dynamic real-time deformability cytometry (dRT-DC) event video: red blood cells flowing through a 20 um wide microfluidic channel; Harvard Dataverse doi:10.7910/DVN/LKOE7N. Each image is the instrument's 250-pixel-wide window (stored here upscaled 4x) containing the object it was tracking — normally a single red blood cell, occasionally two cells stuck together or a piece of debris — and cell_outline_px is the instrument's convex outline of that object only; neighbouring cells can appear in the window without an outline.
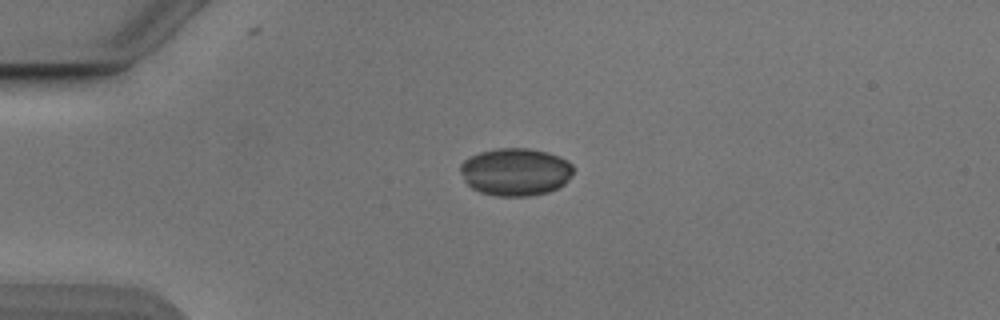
{"species": "Egyptian fruit bat (a non-hibernating species)", "species_latin": "Rousettus aegyptiacus", "temperature_condition": "cold", "stored_images_in_passage": 17, "camera_frame_rate_fps": 3000, "um_per_image_px": 0.085, "animal": {"sex": "male"}, "frame": {"image": 1, "passage_image": 1, "time_ms": 0.0, "image_size_px": [1000, 320], "cell_outline_px": [[572, 172], [568, 180], [564, 184], [548, 192], [528, 196], [496, 196], [480, 192], [472, 188], [464, 180], [460, 172], [460, 164], [468, 156], [480, 152], [496, 148], [528, 148], [548, 152], [560, 156], [568, 160], [572, 164]], "centroid_in_image_um": [43.8, 14.6], "position_along_channel_um": 41.2, "area_um2": 31.56}}
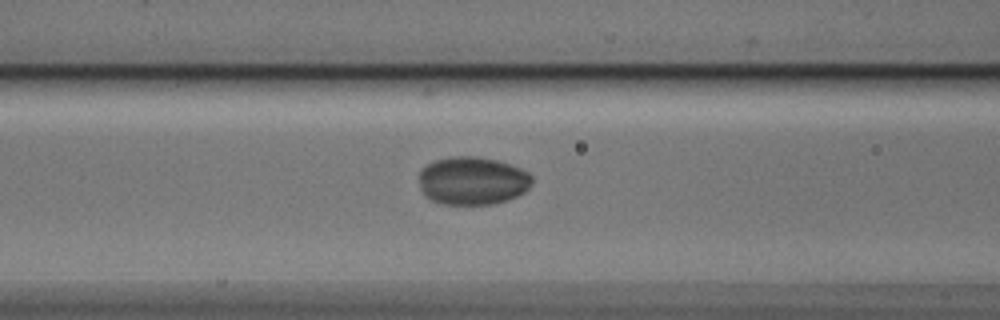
{"frame": {"image": 2, "passage_image": 10, "time_ms": 3.0, "image_size_px": [1000, 320], "cell_outline_px": [[532, 184], [524, 192], [508, 200], [492, 204], [440, 204], [424, 196], [420, 188], [420, 168], [436, 160], [452, 156], [476, 156], [496, 160], [520, 168], [528, 172], [532, 176]], "centroid_in_image_um": [40.15, 15.37], "position_along_channel_um": 126.5, "area_um2": 31.79}}
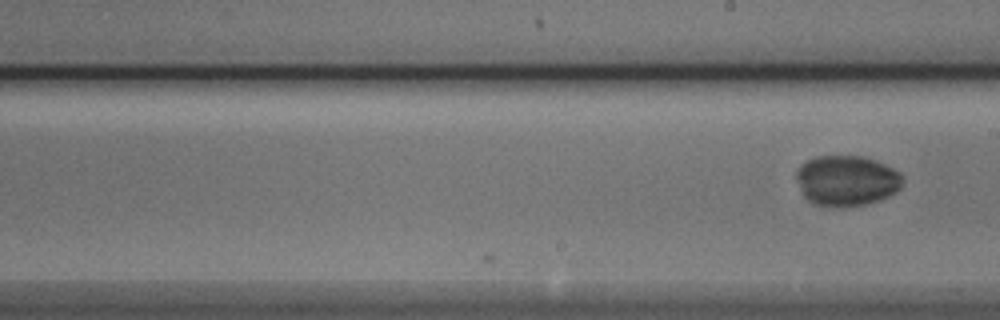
{"frame": {"image": 3, "passage_image": 17, "time_ms": 5.333, "image_size_px": [1000, 320], "cell_outline_px": [[904, 180], [900, 188], [896, 192], [880, 200], [864, 204], [844, 208], [828, 208], [816, 204], [808, 200], [804, 196], [796, 180], [796, 172], [800, 164], [816, 156], [864, 156], [876, 160], [900, 172], [904, 176]], "centroid_in_image_um": [71.97, 15.37], "position_along_channel_um": 217.0, "area_um2": 31.79}}